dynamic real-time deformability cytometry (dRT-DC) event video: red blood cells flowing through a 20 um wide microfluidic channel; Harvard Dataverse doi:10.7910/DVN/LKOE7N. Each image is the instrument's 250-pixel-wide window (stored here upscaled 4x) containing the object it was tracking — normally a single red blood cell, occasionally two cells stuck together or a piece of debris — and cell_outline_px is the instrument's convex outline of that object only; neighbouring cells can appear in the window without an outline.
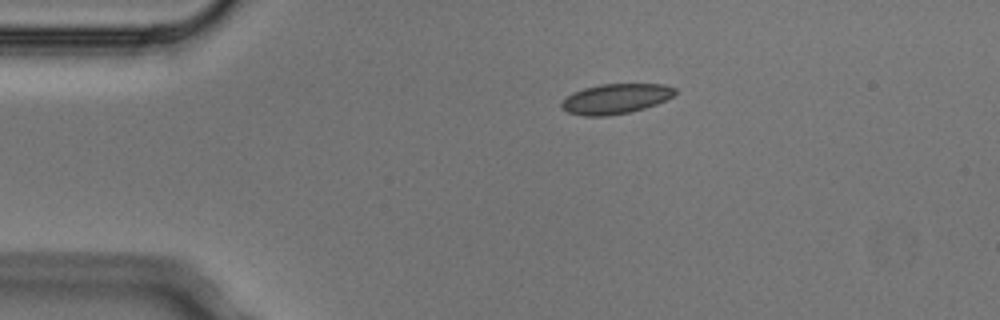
{"species": "Egyptian fruit bat (a non-hibernating species)", "species_latin": "Rousettus aegyptiacus", "temperature_condition": "cold", "stored_images_in_passage": 2, "camera_frame_rate_fps": 3000, "um_per_image_px": 0.085, "animal": {"sex": "male"}, "frame": {"image": 1, "passage_image": 1, "time_ms": 0.0, "image_size_px": [1000, 320], "cell_outline_px": [[676, 92], [672, 96], [656, 104], [644, 108], [628, 112], [604, 116], [584, 116], [568, 112], [560, 104], [572, 92], [584, 88], [600, 84], [664, 84], [676, 88]], "centroid_in_image_um": [52.33, 8.38], "position_along_channel_um": 32.7, "area_um2": 19.59}}